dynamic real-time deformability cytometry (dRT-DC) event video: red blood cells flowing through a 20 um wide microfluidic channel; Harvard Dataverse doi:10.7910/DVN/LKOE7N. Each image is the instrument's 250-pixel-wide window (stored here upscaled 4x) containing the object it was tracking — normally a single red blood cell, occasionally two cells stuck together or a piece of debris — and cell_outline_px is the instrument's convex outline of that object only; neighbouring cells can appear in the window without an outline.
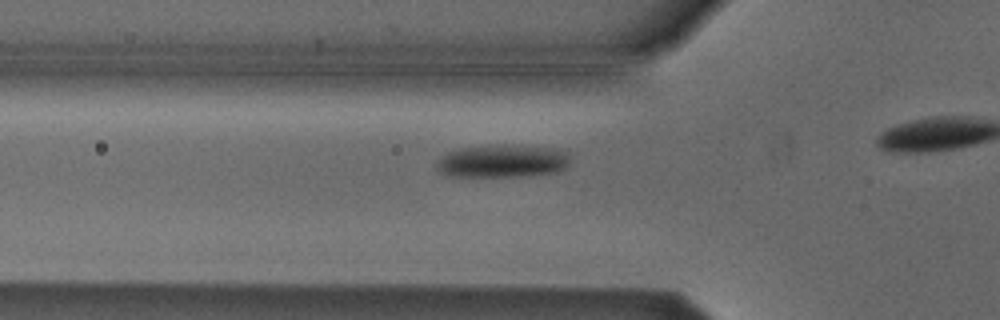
{"species": "Egyptian fruit bat (a non-hibernating species)", "species_latin": "Rousettus aegyptiacus", "temperature_condition": "cold", "stored_images_in_passage": 7, "camera_frame_rate_fps": 3000, "um_per_image_px": 0.085, "animal": {"sex": "male"}, "frame": {"image": 1, "passage_image": 2, "time_ms": 0.333, "image_size_px": [1000, 320], "cell_outline_px": [[568, 164], [560, 172], [528, 176], [444, 176], [436, 168], [436, 160], [440, 156], [448, 152], [460, 148], [552, 148], [568, 152]], "centroid_in_image_um": [42.66, 13.76], "position_along_channel_um": 83.1, "area_um2": 24.51}}
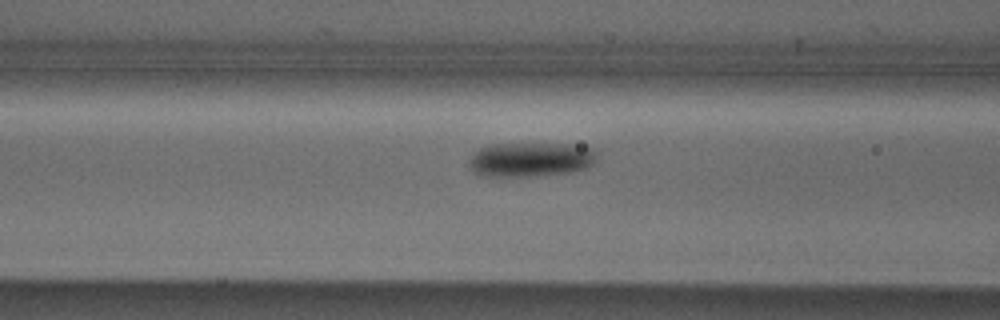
{"frame": {"image": 2, "passage_image": 5, "time_ms": 1.333, "image_size_px": [1000, 320], "cell_outline_px": [[596, 160], [592, 164], [584, 168], [568, 172], [532, 176], [484, 176], [472, 172], [468, 164], [468, 160], [472, 152], [480, 148], [492, 144], [572, 144], [596, 148]], "centroid_in_image_um": [45.06, 13.55], "position_along_channel_um": 121.5, "area_um2": 25.78}}